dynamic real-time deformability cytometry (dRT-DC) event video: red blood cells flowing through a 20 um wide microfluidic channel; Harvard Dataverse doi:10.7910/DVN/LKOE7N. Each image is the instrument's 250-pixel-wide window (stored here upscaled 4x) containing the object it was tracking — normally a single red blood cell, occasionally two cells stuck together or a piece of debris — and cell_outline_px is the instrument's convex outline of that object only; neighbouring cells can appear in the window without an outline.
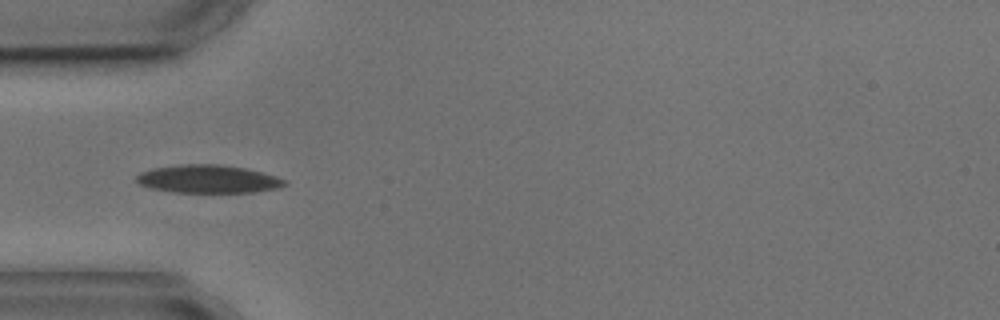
{"species": "common noctule bat (a hibernating species)", "species_latin": "Nyctalus noctula", "temperature_condition": "cold", "stored_images_in_passage": 8, "camera_frame_rate_fps": 3000, "um_per_image_px": 0.085, "animal": {"sex": "male", "body_mass_g": 17.9, "forearm_length_mm": 54.2}, "frame": {"image": 1, "passage_image": 4, "time_ms": 4.667, "image_size_px": [1000, 320], "cell_outline_px": [[288, 184], [280, 188], [252, 192], [176, 192], [152, 188], [140, 184], [136, 180], [136, 176], [140, 172], [152, 168], [184, 164], [216, 164], [244, 168], [276, 176], [288, 180]], "centroid_in_image_um": [17.72, 15.21], "position_along_channel_um": 67.3, "area_um2": 24.1}}
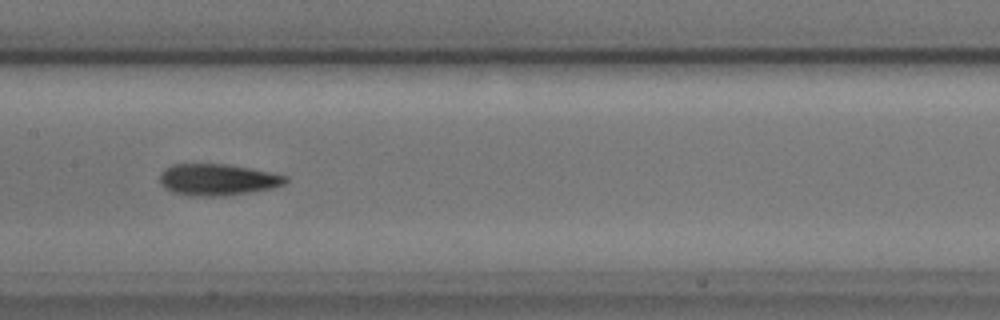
{"frame": {"image": 2, "passage_image": 7, "time_ms": 8.0, "image_size_px": [1000, 320], "cell_outline_px": [[288, 180], [284, 184], [272, 188], [224, 196], [188, 196], [172, 192], [164, 188], [160, 184], [160, 176], [164, 168], [172, 164], [228, 164], [252, 168], [288, 176]], "centroid_in_image_um": [18.47, 15.27], "position_along_channel_um": 188.9, "area_um2": 23.29}}